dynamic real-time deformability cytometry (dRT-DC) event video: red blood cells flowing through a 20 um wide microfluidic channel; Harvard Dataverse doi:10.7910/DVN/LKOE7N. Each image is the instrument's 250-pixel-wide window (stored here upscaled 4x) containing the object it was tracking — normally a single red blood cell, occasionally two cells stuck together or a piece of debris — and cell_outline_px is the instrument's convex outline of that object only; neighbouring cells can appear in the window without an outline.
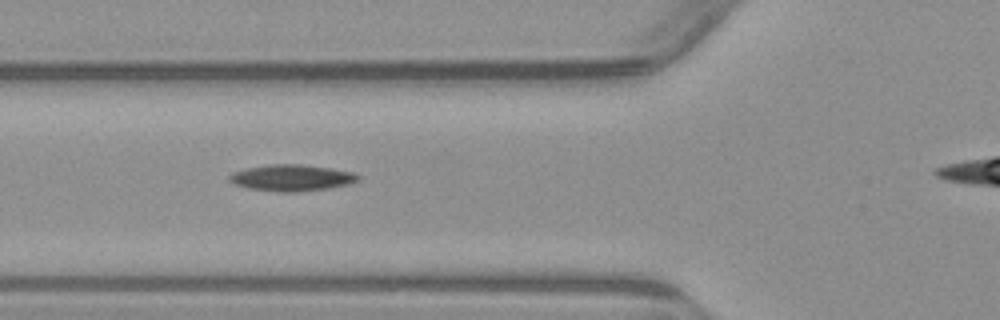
{"species": "common noctule bat (a hibernating species)", "species_latin": "Nyctalus noctula", "temperature_condition": "warm", "stored_images_in_passage": 6, "camera_frame_rate_fps": 3000, "um_per_image_px": 0.085, "animal": {"sex": "male", "body_mass_g": 23.1, "forearm_length_mm": 52.7}, "frame": {"image": 1, "passage_image": 4, "time_ms": 3.333, "image_size_px": [1000, 320], "cell_outline_px": [[360, 180], [348, 184], [328, 188], [300, 192], [276, 192], [248, 188], [236, 184], [228, 180], [228, 176], [232, 172], [248, 168], [268, 164], [300, 164], [328, 168], [352, 172], [360, 176]], "centroid_in_image_um": [24.77, 15.12], "position_along_channel_um": 101.0, "area_um2": 19.77}}
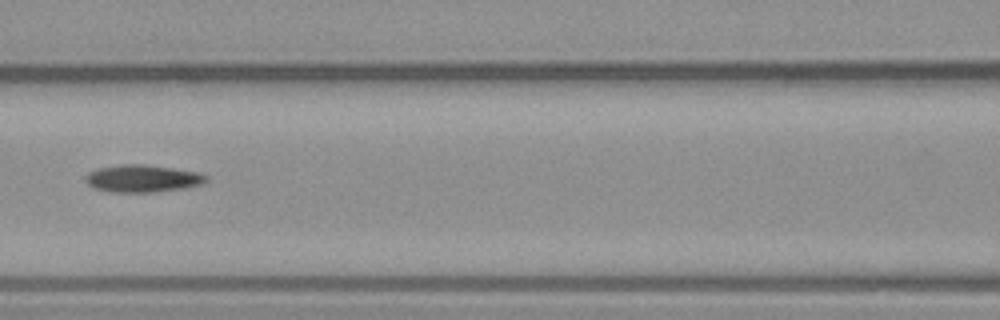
{"frame": {"image": 2, "passage_image": 5, "time_ms": 4.667, "image_size_px": [1000, 320], "cell_outline_px": [[208, 180], [200, 184], [180, 188], [152, 192], [112, 192], [96, 188], [88, 184], [84, 180], [84, 176], [88, 172], [100, 168], [124, 164], [144, 164], [196, 172], [208, 176]], "centroid_in_image_um": [12.07, 15.17], "position_along_channel_um": 154.5, "area_um2": 18.84}}
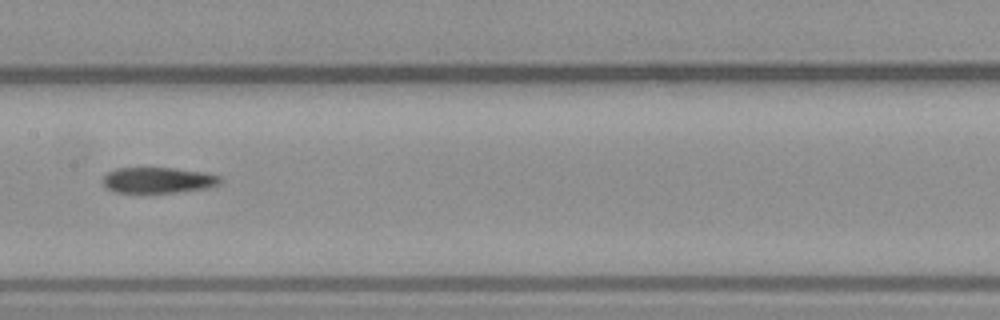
{"frame": {"image": 3, "passage_image": 6, "time_ms": 5.667, "image_size_px": [1000, 320], "cell_outline_px": [[220, 184], [204, 188], [176, 192], [116, 192], [108, 188], [104, 184], [104, 176], [108, 172], [116, 168], [172, 168], [204, 172], [220, 176]], "centroid_in_image_um": [13.44, 15.3], "position_along_channel_um": 194.0, "area_um2": 17.28}}